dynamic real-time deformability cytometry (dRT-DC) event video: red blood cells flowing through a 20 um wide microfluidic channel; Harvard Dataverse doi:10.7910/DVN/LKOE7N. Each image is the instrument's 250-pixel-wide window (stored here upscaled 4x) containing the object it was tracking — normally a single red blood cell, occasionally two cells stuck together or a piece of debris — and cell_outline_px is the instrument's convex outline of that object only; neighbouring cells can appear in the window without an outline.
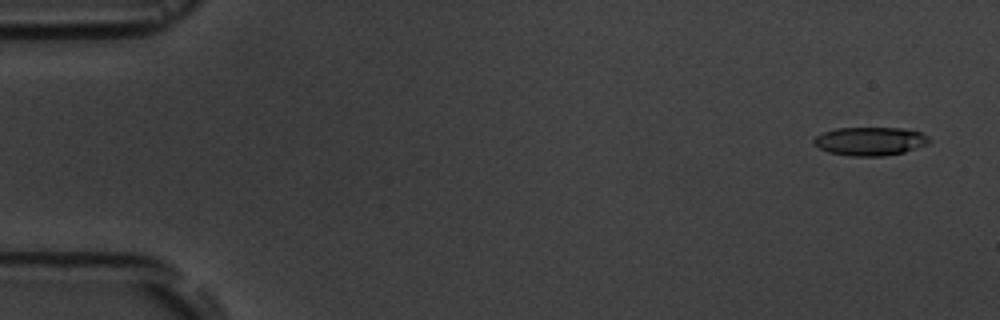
{"species": "common noctule bat (a hibernating species)", "species_latin": "Nyctalus noctula", "temperature_condition": "room temperature", "stored_images_in_passage": 5, "camera_frame_rate_fps": 3000, "um_per_image_px": 0.085, "animal": {"sex": "male", "body_mass_g": 19.5, "forearm_length_mm": 54.6}, "frame": {"image": 1, "passage_image": 1, "time_ms": 0.0, "image_size_px": [1000, 320], "cell_outline_px": [[932, 140], [928, 144], [904, 152], [884, 156], [852, 156], [828, 152], [820, 148], [812, 140], [816, 136], [824, 132], [836, 128], [900, 128], [920, 132], [928, 136]], "centroid_in_image_um": [73.98, 12.0], "position_along_channel_um": 11.0, "area_um2": 19.07}}
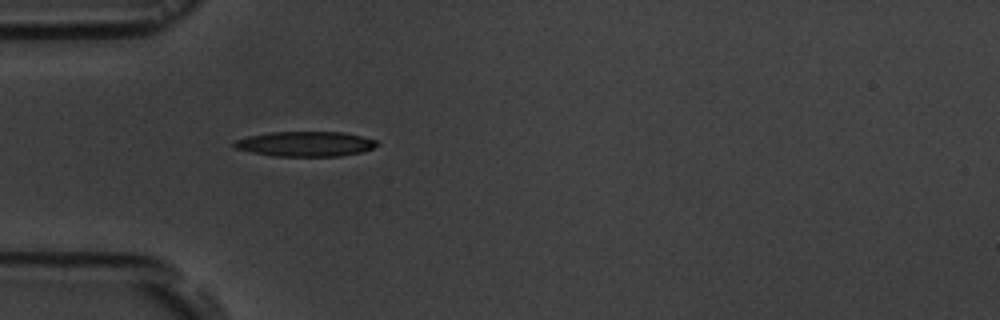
{"frame": {"image": 2, "passage_image": 5, "time_ms": 4.667, "image_size_px": [1000, 320], "cell_outline_px": [[380, 144], [372, 148], [360, 152], [340, 156], [272, 156], [252, 152], [236, 148], [232, 144], [236, 140], [248, 136], [272, 132], [344, 132], [376, 140]], "centroid_in_image_um": [25.96, 12.23], "position_along_channel_um": 59.0, "area_um2": 20.63}}